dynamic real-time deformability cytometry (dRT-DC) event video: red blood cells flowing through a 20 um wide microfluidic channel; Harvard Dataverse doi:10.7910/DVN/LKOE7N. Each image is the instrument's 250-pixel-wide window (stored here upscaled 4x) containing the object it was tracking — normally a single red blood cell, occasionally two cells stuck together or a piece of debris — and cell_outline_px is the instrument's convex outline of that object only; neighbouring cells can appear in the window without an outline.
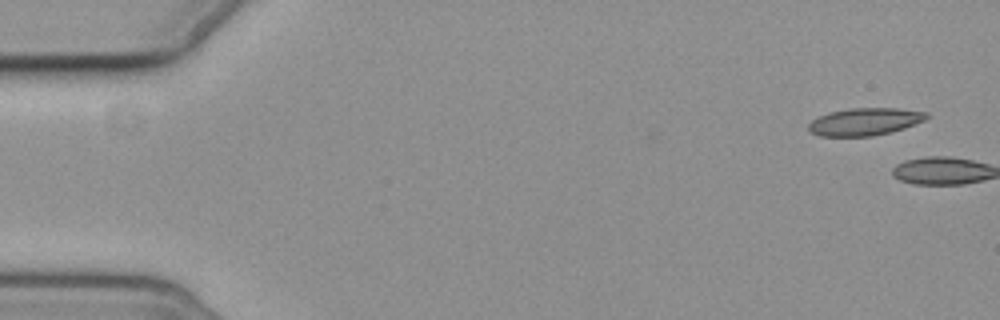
{"species": "common noctule bat (a hibernating species)", "species_latin": "Nyctalus noctula", "temperature_condition": "cold", "stored_images_in_passage": 2, "camera_frame_rate_fps": 3000, "um_per_image_px": 0.085, "animal": {"sex": "female", "body_mass_g": 19.3, "forearm_length_mm": 54.1}, "frame": {"image": 1, "passage_image": 1, "time_ms": 0.0, "image_size_px": [1000, 320], "cell_outline_px": [[928, 116], [924, 120], [904, 128], [892, 132], [872, 136], [820, 136], [808, 132], [808, 124], [812, 120], [828, 112], [852, 108], [896, 108], [928, 112]], "centroid_in_image_um": [73.48, 10.34], "position_along_channel_um": 11.5, "area_um2": 18.9}}